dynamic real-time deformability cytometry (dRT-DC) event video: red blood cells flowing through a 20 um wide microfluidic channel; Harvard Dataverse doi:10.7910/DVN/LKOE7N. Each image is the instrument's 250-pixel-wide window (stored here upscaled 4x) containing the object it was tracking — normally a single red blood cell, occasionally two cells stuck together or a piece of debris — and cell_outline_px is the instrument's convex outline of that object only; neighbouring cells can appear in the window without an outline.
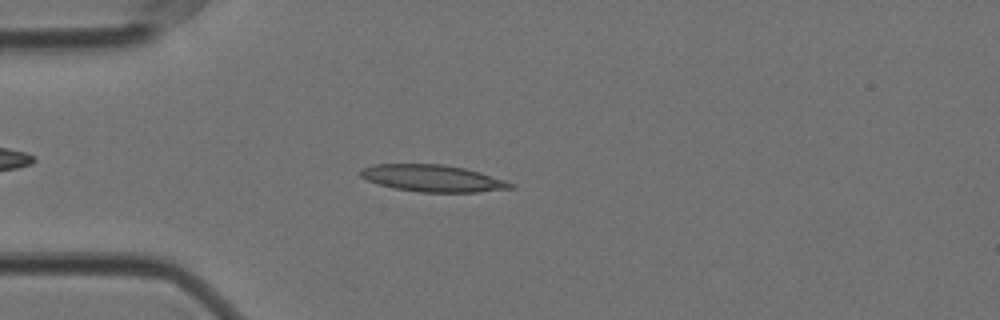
{"species": "Egyptian fruit bat (a non-hibernating species)", "species_latin": "Rousettus aegyptiacus", "temperature_condition": "cold", "stored_images_in_passage": 23, "camera_frame_rate_fps": 3000, "um_per_image_px": 0.085, "animal": {"sex": "female"}, "frame": {"image": 1, "passage_image": 14, "time_ms": 4.333, "image_size_px": [1000, 320], "cell_outline_px": [[516, 188], [476, 192], [420, 192], [392, 188], [376, 184], [360, 176], [360, 168], [372, 164], [444, 164], [464, 168], [480, 172], [516, 184]], "centroid_in_image_um": [36.76, 15.15], "position_along_channel_um": 48.2, "area_um2": 23.7}}
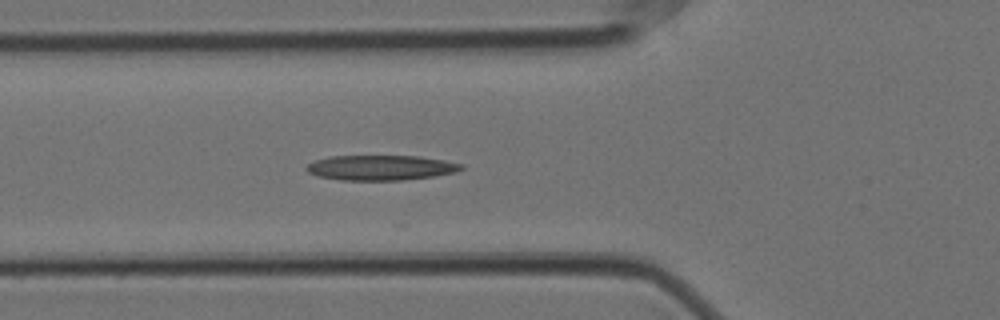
{"frame": {"image": 2, "passage_image": 19, "time_ms": 6.0, "image_size_px": [1000, 320], "cell_outline_px": [[464, 168], [456, 172], [436, 176], [400, 180], [340, 180], [316, 176], [308, 172], [304, 168], [308, 164], [316, 160], [328, 156], [420, 156], [444, 160], [464, 164]], "centroid_in_image_um": [32.37, 14.25], "position_along_channel_um": 93.4, "area_um2": 22.77}}
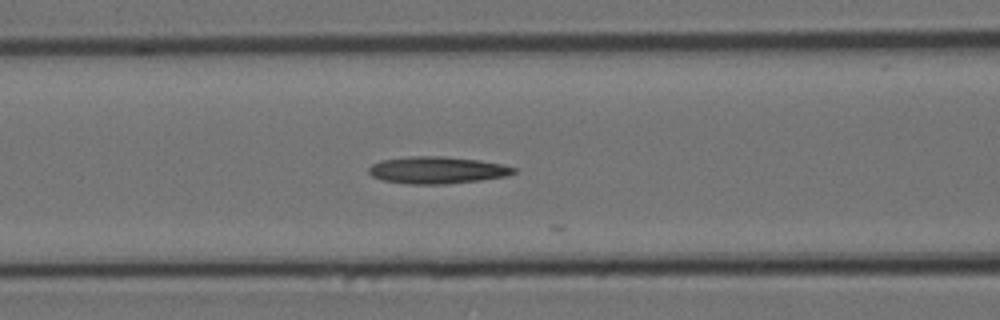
{"frame": {"image": 3, "passage_image": 22, "time_ms": 7.0, "image_size_px": [1000, 320], "cell_outline_px": [[516, 172], [508, 176], [480, 180], [444, 184], [408, 184], [384, 180], [372, 176], [368, 172], [368, 168], [372, 164], [380, 160], [408, 156], [444, 156], [480, 160], [504, 164], [516, 168]], "centroid_in_image_um": [37.17, 14.45], "position_along_channel_um": 129.4, "area_um2": 23.0}}